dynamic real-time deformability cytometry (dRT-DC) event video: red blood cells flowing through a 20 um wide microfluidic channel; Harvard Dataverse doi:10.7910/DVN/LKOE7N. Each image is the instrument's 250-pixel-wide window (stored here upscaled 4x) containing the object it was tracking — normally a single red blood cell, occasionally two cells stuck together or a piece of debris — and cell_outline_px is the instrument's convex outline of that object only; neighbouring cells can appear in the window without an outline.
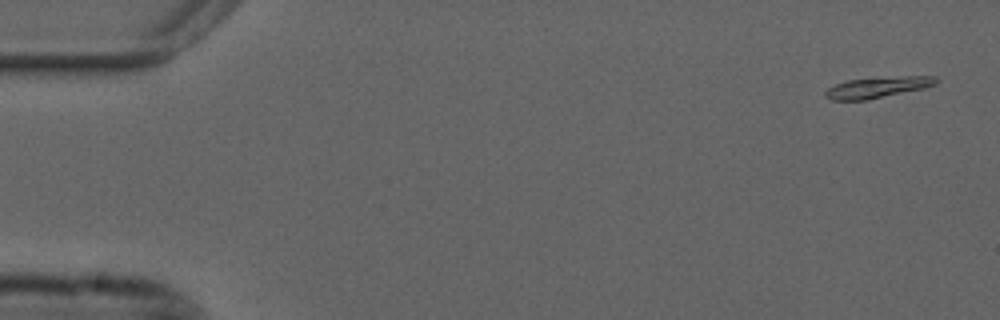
{"species": "common noctule bat (a hibernating species)", "species_latin": "Nyctalus noctula", "temperature_condition": "cold", "stored_images_in_passage": 17, "camera_frame_rate_fps": 3000, "um_per_image_px": 0.085, "animal": {"sex": "male", "forearm_length_mm": 52.5}, "frame": {"image": 1, "passage_image": 3, "time_ms": 0.667, "image_size_px": [1000, 320], "cell_outline_px": [[940, 80], [936, 84], [924, 88], [868, 100], [832, 100], [824, 96], [824, 92], [828, 88], [836, 84], [848, 80], [904, 76], [936, 76]], "centroid_in_image_um": [74.62, 7.43], "position_along_channel_um": 10.4, "area_um2": 13.47}}
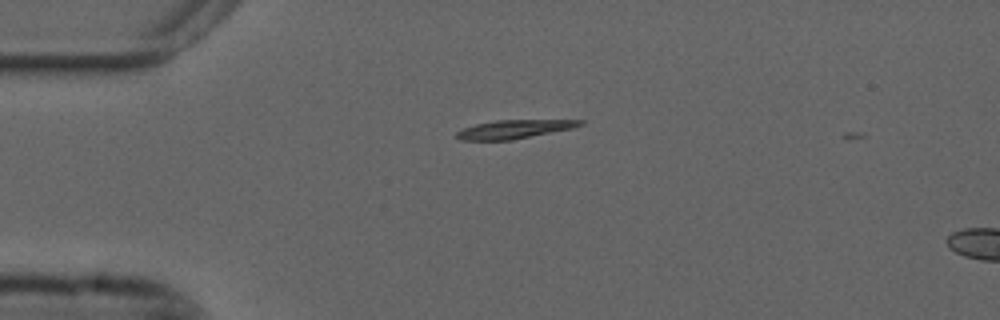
{"frame": {"image": 2, "passage_image": 14, "time_ms": 4.333, "image_size_px": [1000, 320], "cell_outline_px": [[584, 124], [572, 128], [512, 140], [460, 140], [456, 136], [456, 132], [464, 128], [476, 124], [496, 120], [584, 120]], "centroid_in_image_um": [43.7, 10.98], "position_along_channel_um": 41.3, "area_um2": 13.24}}